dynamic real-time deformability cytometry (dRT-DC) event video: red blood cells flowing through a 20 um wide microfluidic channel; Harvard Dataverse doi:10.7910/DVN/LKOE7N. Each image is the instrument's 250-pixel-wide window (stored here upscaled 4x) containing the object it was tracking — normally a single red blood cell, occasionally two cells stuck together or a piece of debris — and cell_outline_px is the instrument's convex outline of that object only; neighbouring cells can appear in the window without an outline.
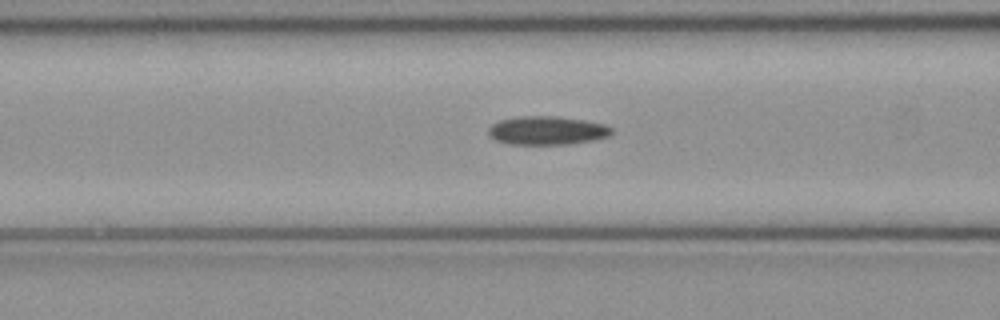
{"species": "common noctule bat (a hibernating species)", "species_latin": "Nyctalus noctula", "temperature_condition": "cold", "stored_images_in_passage": 51, "camera_frame_rate_fps": 3000, "um_per_image_px": 0.085, "animal": {"sex": "female", "body_mass_g": 21.9}, "frame": {"image": 1, "passage_image": 20, "time_ms": 6.333, "image_size_px": [1000, 320], "cell_outline_px": [[612, 136], [572, 144], [508, 144], [496, 140], [488, 136], [488, 128], [492, 124], [500, 120], [520, 116], [556, 116], [584, 120], [604, 124], [612, 128]], "centroid_in_image_um": [46.5, 11.09], "position_along_channel_um": 120.1, "area_um2": 20.63}}
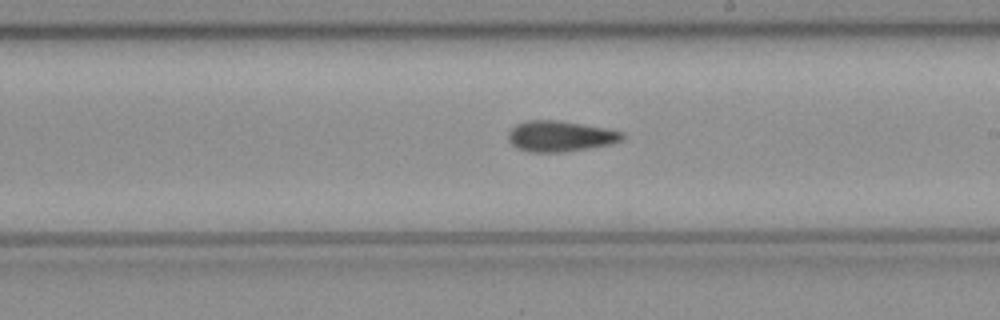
{"frame": {"image": 2, "passage_image": 29, "time_ms": 9.333, "image_size_px": [1000, 320], "cell_outline_px": [[624, 140], [612, 144], [588, 148], [560, 152], [528, 152], [512, 144], [508, 140], [508, 132], [516, 124], [524, 120], [560, 120], [608, 128], [624, 132]], "centroid_in_image_um": [47.65, 11.56], "position_along_channel_um": 241.4, "area_um2": 20.63}}
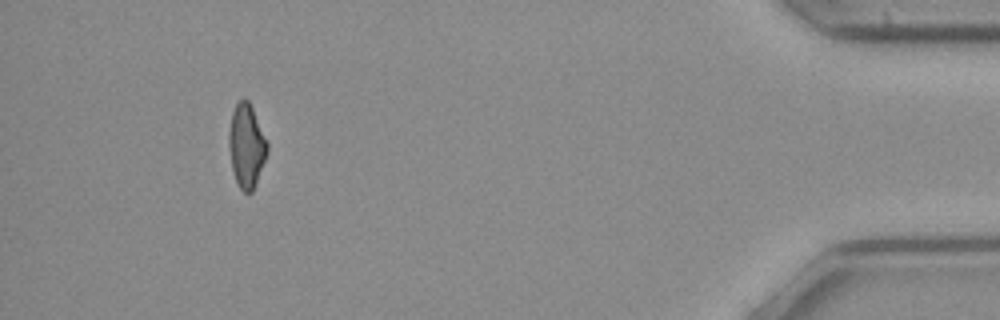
{"frame": {"image": 3, "passage_image": 47, "time_ms": 15.333, "image_size_px": [1000, 320], "cell_outline_px": [[268, 152], [256, 184], [252, 192], [244, 192], [240, 188], [232, 172], [228, 148], [228, 132], [232, 112], [236, 104], [244, 96], [248, 100], [252, 108], [268, 144]], "centroid_in_image_um": [20.93, 12.4], "position_along_channel_um": 414.3, "area_um2": 18.79}, "authors_computed_cell_mechanics": {"area_um2": 19.8832, "velocity_mm_per_s": 4.0282, "shape_relaxation_time_tau1_ms": null, "shape_relaxation_time_tau2_ms": 10.2875, "deformation_change_tau1": null, "deformation_change_tau2": 0.2063}}